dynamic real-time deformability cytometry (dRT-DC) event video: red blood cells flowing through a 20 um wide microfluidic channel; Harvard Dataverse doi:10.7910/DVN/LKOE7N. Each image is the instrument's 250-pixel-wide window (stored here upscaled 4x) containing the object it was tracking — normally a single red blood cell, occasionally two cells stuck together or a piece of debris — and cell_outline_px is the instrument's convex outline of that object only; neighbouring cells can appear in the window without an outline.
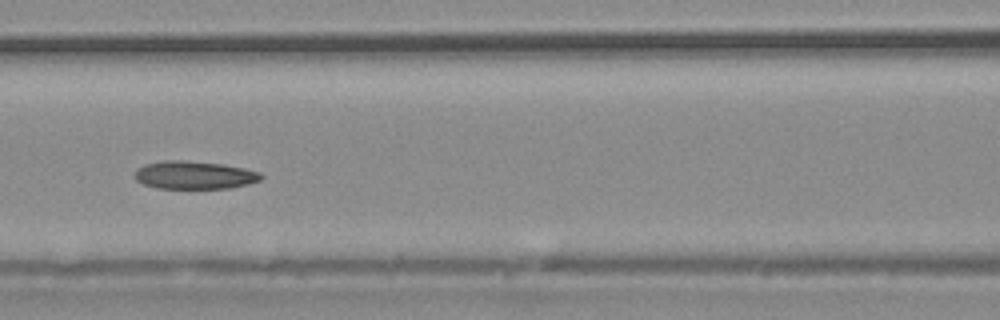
{"species": "common noctule bat (a hibernating species)", "species_latin": "Nyctalus noctula", "temperature_condition": "warm", "stored_images_in_passage": 38, "camera_frame_rate_fps": 3000, "um_per_image_px": 0.085, "animal": {"sex": "male", "body_mass_g": 20.4}, "frame": {"image": 1, "passage_image": 17, "time_ms": 5.333, "image_size_px": [1000, 320], "cell_outline_px": [[264, 176], [260, 180], [248, 184], [232, 188], [156, 188], [144, 184], [136, 180], [136, 168], [144, 164], [164, 160], [184, 160], [224, 164], [244, 168], [260, 172]], "centroid_in_image_um": [16.53, 14.87], "position_along_channel_um": 150.1, "area_um2": 20.69}}